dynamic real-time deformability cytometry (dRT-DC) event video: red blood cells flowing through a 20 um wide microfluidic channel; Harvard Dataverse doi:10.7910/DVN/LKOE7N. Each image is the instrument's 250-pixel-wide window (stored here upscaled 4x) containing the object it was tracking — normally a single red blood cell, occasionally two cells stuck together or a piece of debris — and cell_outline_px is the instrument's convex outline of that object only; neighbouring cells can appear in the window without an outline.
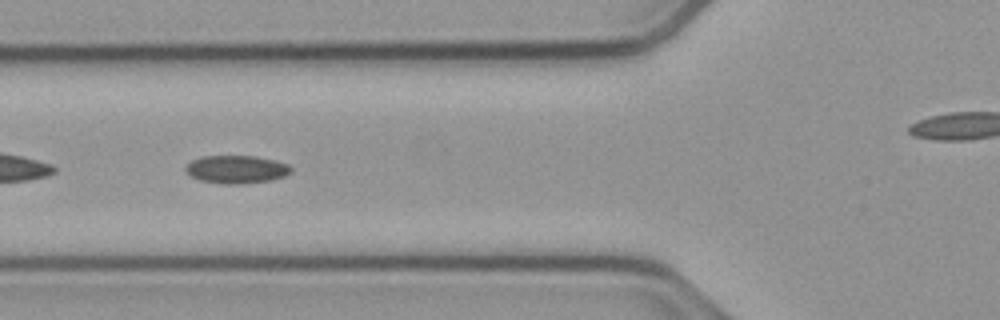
{"species": "common noctule bat (a hibernating species)", "species_latin": "Nyctalus noctula", "temperature_condition": "cold", "stored_images_in_passage": 40, "camera_frame_rate_fps": 3000, "um_per_image_px": 0.085, "animal": {"sex": "male", "body_mass_g": 23.1, "forearm_length_mm": 52.7}, "frame": {"image": 1, "passage_image": 5, "time_ms": 1.333, "image_size_px": [1000, 320], "cell_outline_px": [[292, 172], [284, 176], [272, 180], [244, 184], [224, 184], [200, 180], [192, 176], [184, 168], [192, 160], [200, 156], [256, 156], [288, 164], [292, 168]], "centroid_in_image_um": [20.12, 14.4], "position_along_channel_um": 105.7, "area_um2": 17.17}}
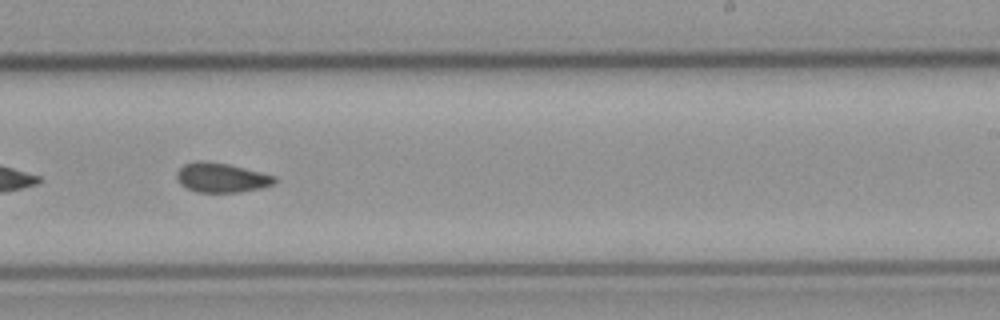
{"frame": {"image": 2, "passage_image": 18, "time_ms": 5.667, "image_size_px": [1000, 320], "cell_outline_px": [[276, 180], [272, 184], [260, 188], [240, 192], [196, 192], [180, 184], [176, 176], [176, 172], [184, 164], [200, 160], [228, 164], [276, 176]], "centroid_in_image_um": [18.8, 15.1], "position_along_channel_um": 270.2, "area_um2": 16.65}}
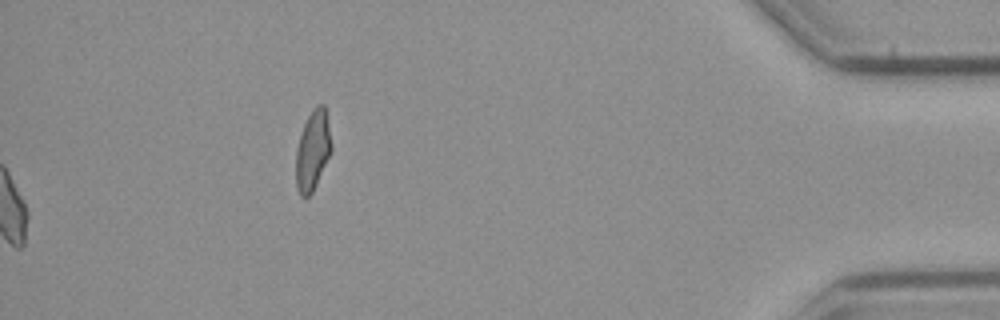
{"frame": {"image": 3, "passage_image": 40, "time_ms": 13.0, "image_size_px": [1000, 320], "cell_outline_px": [[332, 152], [312, 192], [308, 196], [300, 196], [296, 188], [296, 148], [304, 124], [312, 108], [316, 104], [324, 104], [332, 148]], "centroid_in_image_um": [26.57, 12.79], "position_along_channel_um": 408.6, "area_um2": 16.42}, "authors_computed_cell_mechanics": {"area_um2": 16.6464, "velocity_mm_per_s": 3.7827, "shape_relaxation_time_tau1_ms": null, "shape_relaxation_time_tau2_ms": 2.828, "deformation_change_tau1": null, "deformation_change_tau2": 0.0892}}